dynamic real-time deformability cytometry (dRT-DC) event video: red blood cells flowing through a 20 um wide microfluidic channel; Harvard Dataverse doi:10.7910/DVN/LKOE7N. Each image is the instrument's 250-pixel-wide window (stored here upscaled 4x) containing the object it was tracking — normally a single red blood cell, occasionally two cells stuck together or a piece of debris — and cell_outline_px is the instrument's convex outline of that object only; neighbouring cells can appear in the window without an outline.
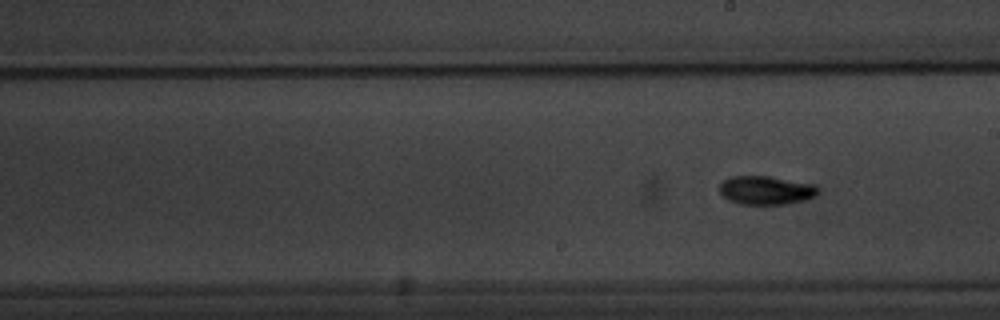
{"species": "common noctule bat (a hibernating species)", "species_latin": "Nyctalus noctula", "temperature_condition": "warm", "stored_images_in_passage": 7, "camera_frame_rate_fps": 3000, "um_per_image_px": 0.085, "animal": {"sex": "male", "body_mass_g": 20.1, "forearm_length_mm": 53.5}, "frame": {"image": 1, "passage_image": 7, "time_ms": 8.667, "image_size_px": [1000, 320], "cell_outline_px": [[820, 192], [816, 196], [804, 200], [788, 204], [740, 204], [728, 200], [720, 192], [720, 184], [724, 180], [732, 176], [768, 176], [812, 184], [820, 188]], "centroid_in_image_um": [65.13, 16.18], "position_along_channel_um": 223.9, "area_um2": 16.42}}